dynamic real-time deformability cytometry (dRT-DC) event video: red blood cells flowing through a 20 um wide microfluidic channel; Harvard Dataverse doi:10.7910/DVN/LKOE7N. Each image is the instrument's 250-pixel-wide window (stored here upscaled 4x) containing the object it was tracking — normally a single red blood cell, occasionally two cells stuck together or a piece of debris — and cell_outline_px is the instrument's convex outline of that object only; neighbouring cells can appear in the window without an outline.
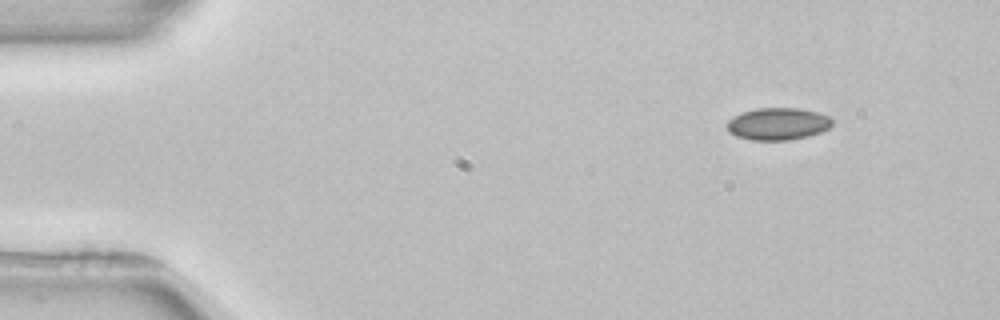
{"species": "common noctule bat (a hibernating species)", "species_latin": "Nyctalus noctula", "temperature_condition": "room temperature", "stored_images_in_passage": 3, "camera_frame_rate_fps": 3000, "um_per_image_px": 0.085, "animal": {"sex": "female", "body_mass_g": 22.7, "forearm_length_mm": 54.2}, "frame": {"image": 1, "passage_image": 1, "time_ms": 0.0, "image_size_px": [1000, 320], "cell_outline_px": [[832, 124], [828, 128], [820, 132], [808, 136], [788, 140], [752, 140], [736, 136], [728, 132], [728, 120], [732, 116], [756, 108], [800, 108], [820, 112], [828, 116], [832, 120]], "centroid_in_image_um": [66.12, 10.52], "position_along_channel_um": 18.9, "area_um2": 19.77}}